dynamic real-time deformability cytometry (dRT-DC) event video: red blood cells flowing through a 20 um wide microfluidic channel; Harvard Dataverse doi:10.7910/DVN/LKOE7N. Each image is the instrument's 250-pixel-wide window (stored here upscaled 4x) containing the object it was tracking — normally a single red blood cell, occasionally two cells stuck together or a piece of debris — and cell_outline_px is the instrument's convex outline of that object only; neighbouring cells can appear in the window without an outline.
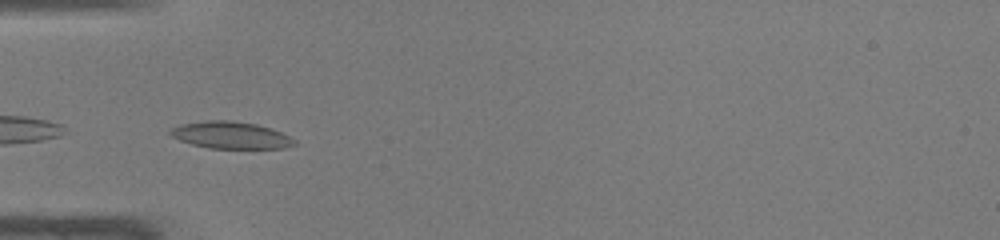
{"species": "common noctule bat (a hibernating species)", "species_latin": "Nyctalus noctula", "temperature_condition": "warm", "stored_images_in_passage": 33, "camera_frame_rate_fps": 3000, "um_per_image_px": 0.085, "animal": {"sex": "male", "body_mass_g": 19.0, "forearm_length_mm": 50.8}, "frame": {"image": 1, "passage_image": 1, "time_ms": 0.0, "image_size_px": [1000, 240], "cell_outline_px": [[296, 144], [284, 148], [208, 148], [192, 144], [180, 140], [172, 136], [168, 132], [172, 128], [180, 124], [208, 120], [228, 120], [256, 124], [280, 132], [296, 140]], "centroid_in_image_um": [19.59, 11.49], "position_along_channel_um": 65.4, "area_um2": 19.31}}
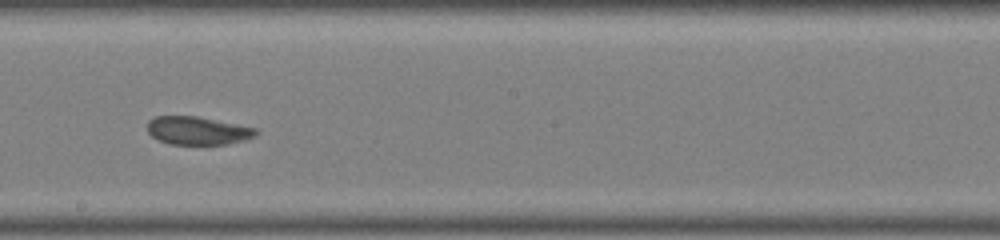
{"frame": {"image": 2, "passage_image": 13, "time_ms": 4.0, "image_size_px": [1000, 240], "cell_outline_px": [[260, 132], [256, 136], [244, 140], [224, 144], [168, 144], [152, 136], [148, 132], [148, 120], [156, 116], [196, 116], [256, 128]], "centroid_in_image_um": [16.81, 11.1], "position_along_channel_um": 231.4, "area_um2": 17.69}}
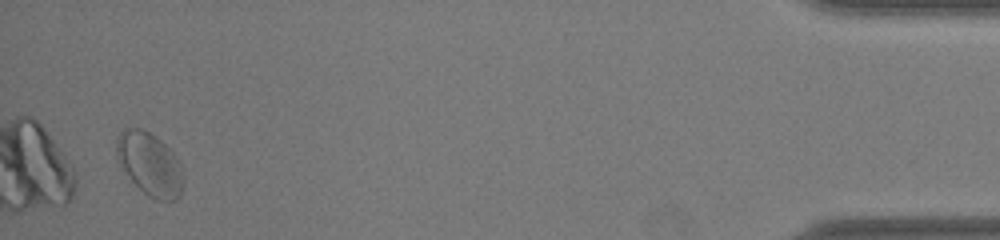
{"frame": {"image": 3, "passage_image": 32, "time_ms": 10.333, "image_size_px": [1000, 240], "cell_outline_px": [[184, 176], [180, 196], [176, 200], [156, 200], [148, 196], [132, 180], [120, 164], [116, 152], [116, 140], [120, 132], [124, 128], [140, 128], [148, 132], [160, 140], [176, 156], [184, 172]], "centroid_in_image_um": [12.75, 13.95], "position_along_channel_um": 422.5, "area_um2": 24.28}, "authors_computed_cell_mechanics": {"area_um2": 19.2474, "velocity_mm_per_s": 4.1998, "shape_relaxation_time_tau1_ms": null, "shape_relaxation_time_tau2_ms": 0.9744, "deformation_change_tau1": null, "deformation_change_tau2": 0.0559}}